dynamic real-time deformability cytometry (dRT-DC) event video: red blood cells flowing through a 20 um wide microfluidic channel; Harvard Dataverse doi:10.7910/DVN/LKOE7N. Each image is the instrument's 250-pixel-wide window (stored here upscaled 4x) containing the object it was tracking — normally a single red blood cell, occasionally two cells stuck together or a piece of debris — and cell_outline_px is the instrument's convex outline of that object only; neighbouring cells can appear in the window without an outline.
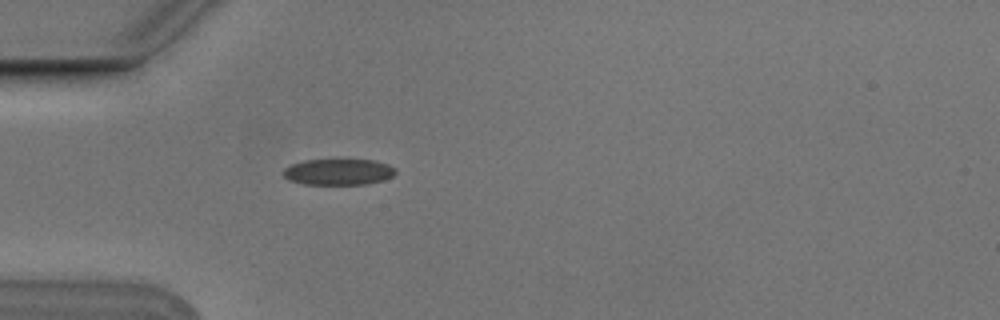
{"species": "Egyptian fruit bat (a non-hibernating species)", "species_latin": "Rousettus aegyptiacus", "temperature_condition": "cold", "stored_images_in_passage": 2, "camera_frame_rate_fps": 3000, "um_per_image_px": 0.085, "animal": {"sex": "male"}, "frame": {"image": 1, "passage_image": 2, "time_ms": 0.333, "image_size_px": [1000, 320], "cell_outline_px": [[396, 172], [392, 176], [384, 180], [364, 184], [304, 184], [288, 180], [284, 176], [284, 168], [292, 164], [304, 160], [376, 160], [388, 164], [396, 168]], "centroid_in_image_um": [28.79, 14.61], "position_along_channel_um": 56.2, "area_um2": 17.05}}